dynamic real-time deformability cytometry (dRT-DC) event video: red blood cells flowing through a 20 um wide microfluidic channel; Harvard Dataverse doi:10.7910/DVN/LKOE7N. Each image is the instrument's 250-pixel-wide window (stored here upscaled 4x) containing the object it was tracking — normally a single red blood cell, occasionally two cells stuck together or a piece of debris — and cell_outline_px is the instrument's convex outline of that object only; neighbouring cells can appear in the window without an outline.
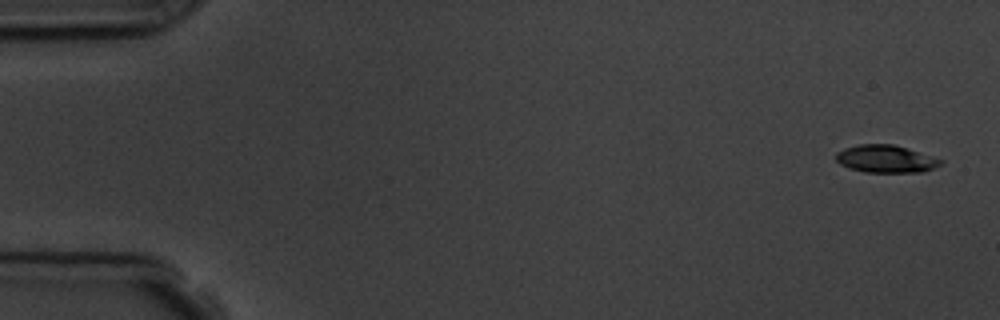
{"species": "common noctule bat (a hibernating species)", "species_latin": "Nyctalus noctula", "temperature_condition": "room temperature", "stored_images_in_passage": 3, "camera_frame_rate_fps": 3000, "um_per_image_px": 0.085, "animal": {"sex": "male", "body_mass_g": 19.5, "forearm_length_mm": 54.6}, "frame": {"image": 1, "passage_image": 1, "time_ms": 0.0, "image_size_px": [1000, 320], "cell_outline_px": [[944, 164], [924, 172], [864, 172], [848, 168], [840, 164], [836, 160], [836, 152], [844, 148], [860, 144], [892, 144], [944, 160]], "centroid_in_image_um": [75.29, 13.52], "position_along_channel_um": 9.7, "area_um2": 16.82}}